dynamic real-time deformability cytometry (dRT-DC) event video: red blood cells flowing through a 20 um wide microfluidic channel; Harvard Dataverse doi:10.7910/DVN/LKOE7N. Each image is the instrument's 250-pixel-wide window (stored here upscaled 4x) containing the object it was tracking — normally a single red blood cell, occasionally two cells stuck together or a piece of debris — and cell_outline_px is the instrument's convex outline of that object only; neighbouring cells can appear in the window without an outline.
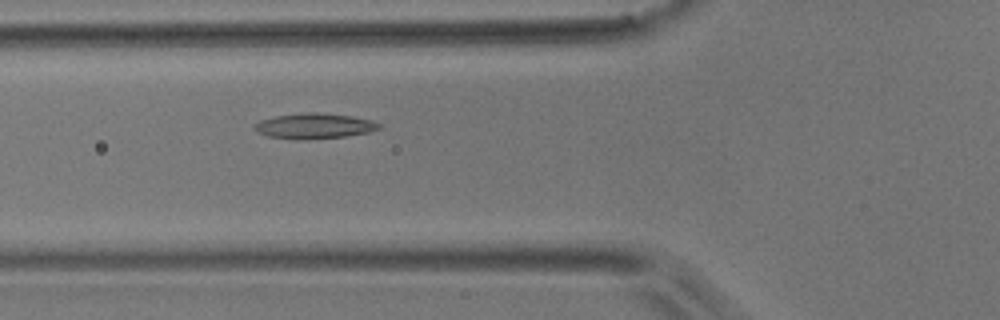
{"species": "common noctule bat (a hibernating species)", "species_latin": "Nyctalus noctula", "temperature_condition": "room temperature", "stored_images_in_passage": 5, "camera_frame_rate_fps": 3000, "um_per_image_px": 0.085, "animal": {"sex": "male", "body_mass_g": 17.9}, "frame": {"image": 1, "passage_image": 5, "time_ms": 4.667, "image_size_px": [1000, 320], "cell_outline_px": [[384, 128], [368, 132], [348, 136], [308, 140], [296, 140], [268, 136], [256, 132], [252, 128], [252, 124], [260, 120], [276, 116], [312, 112], [316, 112], [352, 116], [372, 120], [380, 124]], "centroid_in_image_um": [26.7, 10.72], "position_along_channel_um": 99.1, "area_um2": 18.73}}